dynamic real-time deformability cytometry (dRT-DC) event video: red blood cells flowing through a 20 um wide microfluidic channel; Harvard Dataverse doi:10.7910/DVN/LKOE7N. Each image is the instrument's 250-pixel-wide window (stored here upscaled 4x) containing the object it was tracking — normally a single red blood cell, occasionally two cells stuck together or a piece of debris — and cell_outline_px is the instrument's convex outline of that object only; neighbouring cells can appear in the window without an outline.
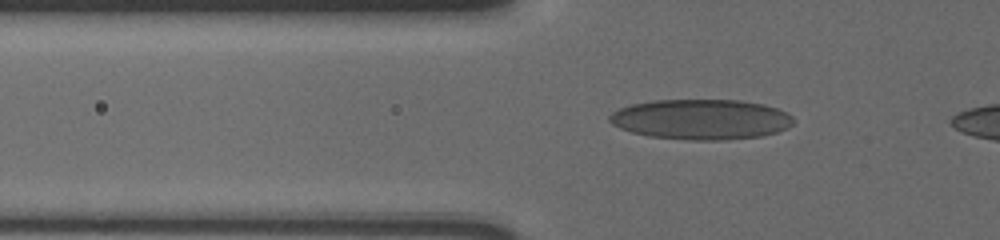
{"species": "human", "species_latin": "Homo sapiens", "temperature_condition": "cold", "stored_images_in_passage": 35, "camera_frame_rate_fps": 3000, "um_per_image_px": 0.085, "donor": {"sex": "male"}, "frame": {"image": 1, "passage_image": 2, "time_ms": 0.333, "image_size_px": [1000, 240], "cell_outline_px": [[796, 120], [788, 128], [776, 132], [760, 136], [724, 140], [692, 140], [648, 136], [632, 132], [620, 128], [612, 124], [608, 120], [608, 116], [612, 112], [620, 108], [632, 104], [652, 100], [740, 100], [760, 104], [776, 108], [792, 116]], "centroid_in_image_um": [59.57, 10.14], "position_along_channel_um": 66.2, "area_um2": 43.12}}
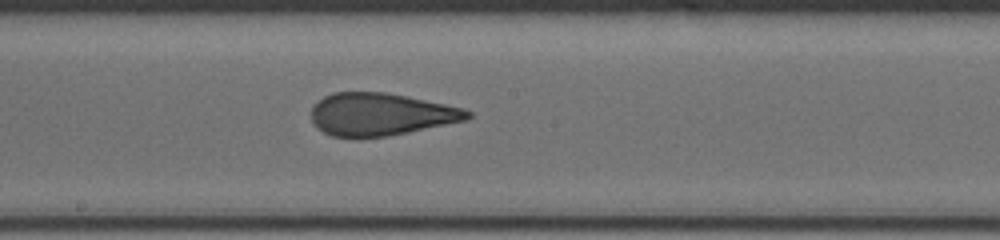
{"frame": {"image": 2, "passage_image": 15, "time_ms": 4.667, "image_size_px": [1000, 240], "cell_outline_px": [[472, 116], [464, 120], [408, 132], [388, 136], [356, 140], [332, 136], [316, 128], [312, 120], [312, 108], [324, 96], [332, 92], [384, 92], [408, 96], [444, 104], [460, 108], [472, 112]], "centroid_in_image_um": [32.29, 9.74], "position_along_channel_um": 215.9, "area_um2": 38.9}}
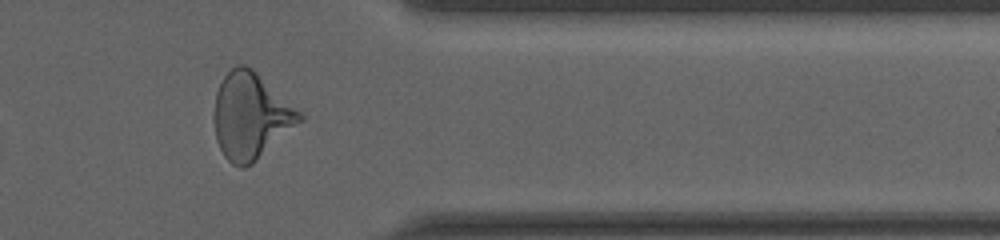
{"frame": {"image": 3, "passage_image": 30, "time_ms": 9.667, "image_size_px": [1000, 240], "cell_outline_px": [[304, 120], [252, 164], [244, 168], [240, 168], [232, 164], [224, 156], [216, 140], [216, 92], [224, 76], [232, 68], [240, 64], [244, 64], [252, 68], [300, 112], [304, 116]], "centroid_in_image_um": [21.33, 9.88], "position_along_channel_um": 390.1, "area_um2": 42.19}}